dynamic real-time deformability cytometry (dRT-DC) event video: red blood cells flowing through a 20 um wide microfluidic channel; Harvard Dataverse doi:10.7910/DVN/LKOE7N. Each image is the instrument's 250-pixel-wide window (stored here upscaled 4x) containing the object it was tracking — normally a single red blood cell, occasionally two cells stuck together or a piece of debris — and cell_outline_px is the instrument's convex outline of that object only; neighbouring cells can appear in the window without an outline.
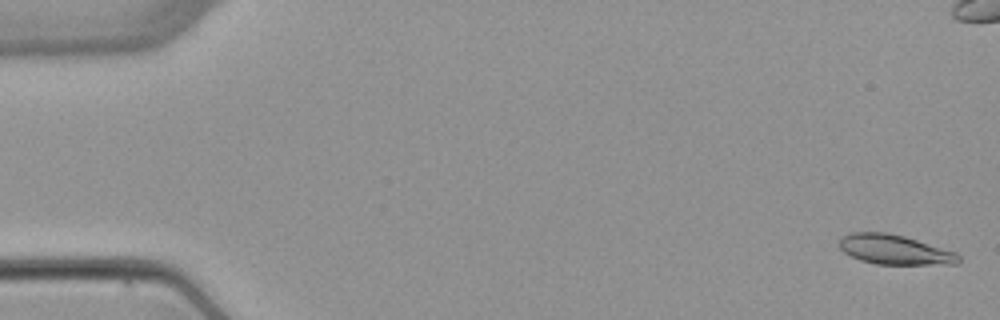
{"species": "common noctule bat (a hibernating species)", "species_latin": "Nyctalus noctula", "temperature_condition": "warm", "stored_images_in_passage": 6, "camera_frame_rate_fps": 3000, "um_per_image_px": 0.085, "animal": {"sex": "female", "body_mass_g": 22.7, "forearm_length_mm": 54.2}, "frame": {"image": 1, "passage_image": 1, "time_ms": 0.0, "image_size_px": [1000, 320], "cell_outline_px": [[960, 260], [956, 264], [876, 264], [860, 260], [844, 252], [840, 248], [840, 236], [848, 232], [884, 232], [904, 236], [956, 252], [960, 256]], "centroid_in_image_um": [76.02, 21.21], "position_along_channel_um": 9.0, "area_um2": 20.58}}
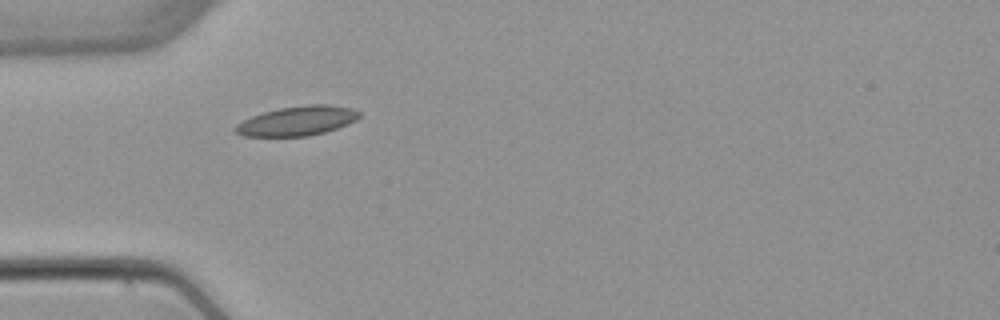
{"frame": {"image": 2, "passage_image": 5, "time_ms": 6.667, "image_size_px": [1000, 320], "cell_outline_px": [[360, 116], [356, 120], [348, 124], [324, 132], [308, 136], [244, 136], [236, 132], [232, 128], [236, 124], [252, 116], [264, 112], [280, 108], [308, 104], [328, 104], [352, 108], [360, 112]], "centroid_in_image_um": [25.27, 10.27], "position_along_channel_um": 59.7, "area_um2": 21.21}}
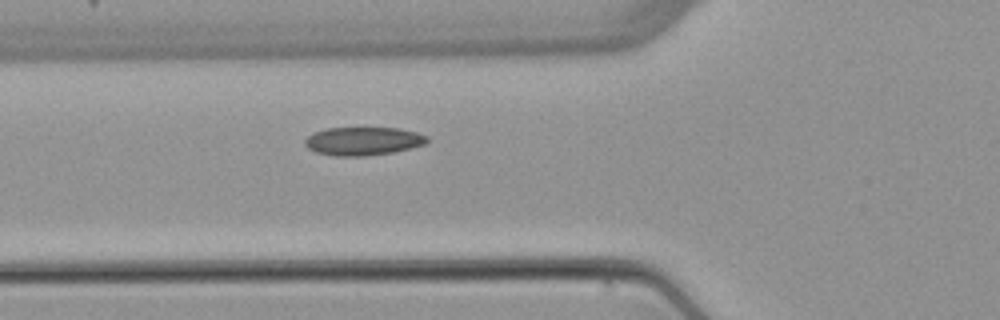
{"frame": {"image": 3, "passage_image": 6, "time_ms": 7.667, "image_size_px": [1000, 320], "cell_outline_px": [[428, 144], [392, 152], [364, 156], [332, 156], [316, 152], [308, 148], [304, 144], [304, 140], [312, 132], [328, 128], [400, 128], [416, 132], [428, 136]], "centroid_in_image_um": [30.86, 11.99], "position_along_channel_um": 94.9, "area_um2": 20.29}}